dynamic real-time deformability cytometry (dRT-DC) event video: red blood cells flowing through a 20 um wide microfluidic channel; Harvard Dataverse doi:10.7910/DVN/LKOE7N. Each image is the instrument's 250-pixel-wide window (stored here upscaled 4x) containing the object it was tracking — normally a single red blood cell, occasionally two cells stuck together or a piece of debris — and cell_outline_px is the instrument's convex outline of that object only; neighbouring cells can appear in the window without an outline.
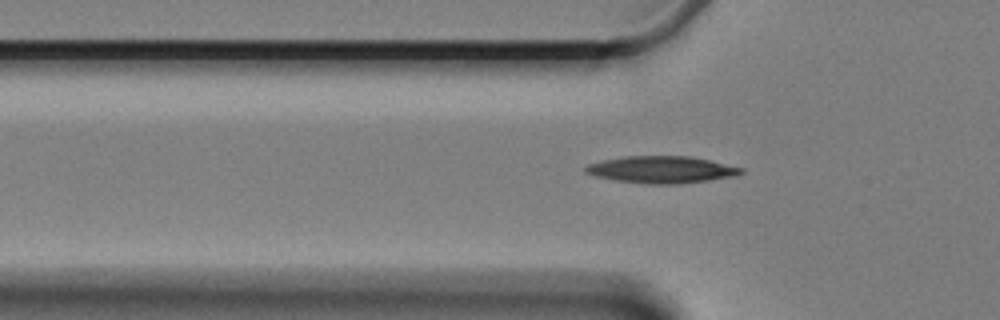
{"species": "Egyptian fruit bat (a non-hibernating species)", "species_latin": "Rousettus aegyptiacus", "temperature_condition": "cold", "stored_images_in_passage": 49, "camera_frame_rate_fps": 3000, "um_per_image_px": 0.085, "animal": {"sex": "female"}, "frame": {"image": 1, "passage_image": 12, "time_ms": 3.667, "image_size_px": [1000, 320], "cell_outline_px": [[744, 172], [736, 176], [708, 180], [676, 184], [648, 184], [616, 180], [596, 176], [584, 172], [584, 168], [588, 164], [604, 160], [628, 156], [688, 156], [708, 160], [744, 168]], "centroid_in_image_um": [56.24, 14.42], "position_along_channel_um": 69.6, "area_um2": 24.22}}
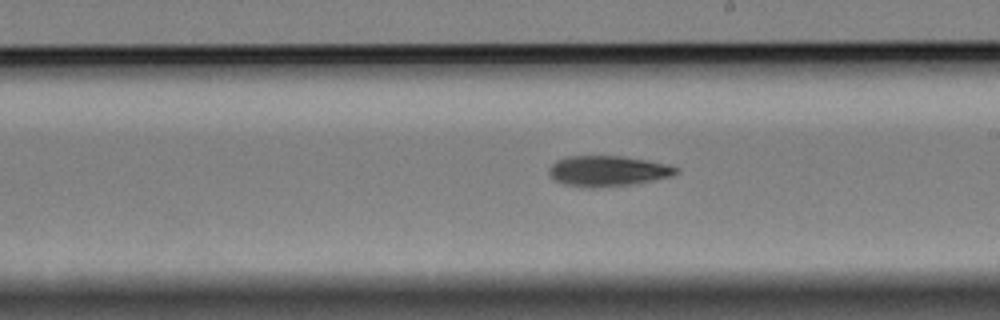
{"frame": {"image": 2, "passage_image": 27, "time_ms": 8.667, "image_size_px": [1000, 320], "cell_outline_px": [[680, 172], [672, 176], [636, 184], [592, 188], [580, 188], [564, 184], [556, 180], [548, 172], [548, 168], [556, 160], [568, 156], [624, 156], [648, 160], [668, 164], [680, 168]], "centroid_in_image_um": [51.69, 14.54], "position_along_channel_um": 237.3, "area_um2": 23.0}}
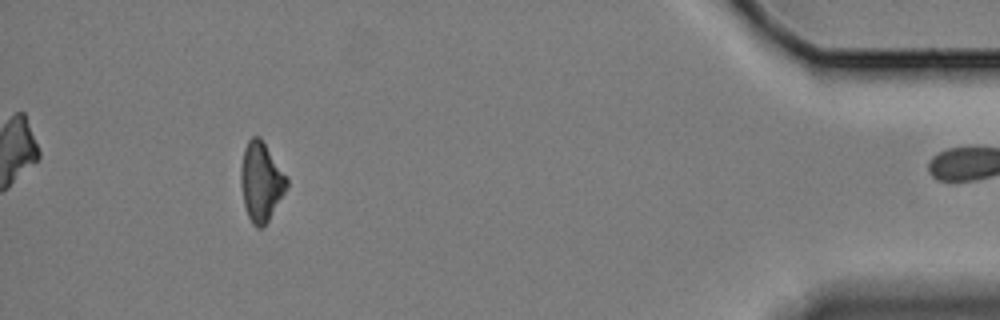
{"frame": {"image": 3, "passage_image": 48, "time_ms": 15.667, "image_size_px": [1000, 320], "cell_outline_px": [[288, 188], [268, 220], [260, 228], [256, 228], [252, 224], [248, 216], [244, 204], [240, 184], [240, 168], [244, 148], [248, 140], [252, 136], [260, 136], [288, 180]], "centroid_in_image_um": [22.17, 15.44], "position_along_channel_um": 413.0, "area_um2": 21.04}}